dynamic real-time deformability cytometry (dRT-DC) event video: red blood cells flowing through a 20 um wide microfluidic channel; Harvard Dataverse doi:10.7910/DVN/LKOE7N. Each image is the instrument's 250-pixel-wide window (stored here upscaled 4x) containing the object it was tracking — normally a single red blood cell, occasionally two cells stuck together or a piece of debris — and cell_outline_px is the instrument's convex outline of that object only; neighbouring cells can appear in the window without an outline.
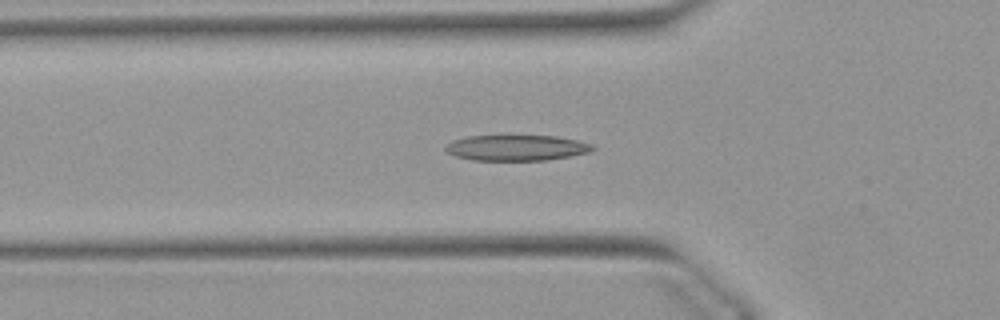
{"species": "Egyptian fruit bat (a non-hibernating species)", "species_latin": "Rousettus aegyptiacus", "temperature_condition": "warm", "stored_images_in_passage": 52, "camera_frame_rate_fps": 3000, "um_per_image_px": 0.085, "animal": {"sex": "female"}, "frame": {"image": 1, "passage_image": 16, "time_ms": 5.0, "image_size_px": [1000, 320], "cell_outline_px": [[596, 148], [592, 152], [572, 156], [548, 160], [472, 160], [456, 156], [448, 152], [444, 148], [452, 140], [468, 136], [556, 136], [576, 140], [592, 144]], "centroid_in_image_um": [43.95, 12.57], "position_along_channel_um": 81.9, "area_um2": 22.02}}
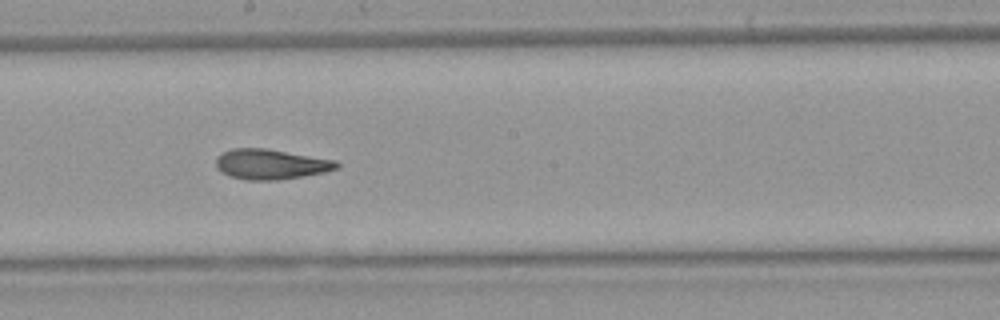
{"frame": {"image": 2, "passage_image": 27, "time_ms": 8.667, "image_size_px": [1000, 320], "cell_outline_px": [[340, 168], [324, 172], [304, 176], [276, 180], [248, 180], [228, 176], [220, 172], [216, 168], [216, 156], [220, 152], [232, 148], [268, 148], [336, 160], [340, 164]], "centroid_in_image_um": [22.99, 13.95], "position_along_channel_um": 225.2, "area_um2": 21.62}}
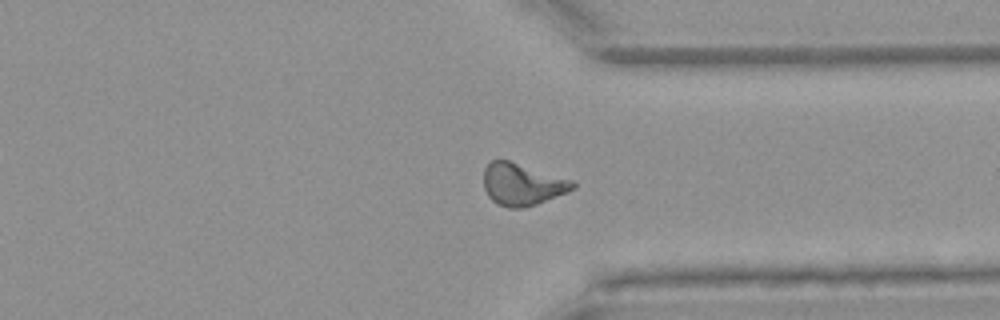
{"frame": {"image": 3, "passage_image": 38, "time_ms": 12.333, "image_size_px": [1000, 320], "cell_outline_px": [[576, 188], [568, 192], [536, 204], [524, 208], [508, 208], [496, 204], [488, 196], [484, 188], [484, 168], [492, 160], [508, 160], [572, 180], [576, 184]], "centroid_in_image_um": [44.38, 15.68], "position_along_channel_um": 367.0, "area_um2": 21.79}, "authors_computed_cell_mechanics": {"area_um2": 21.4438, "velocity_mm_per_s": 3.9043, "shape_relaxation_time_tau1_ms": 7.2236, "shape_relaxation_time_tau2_ms": 2.6012, "deformation_change_tau1": 0.224, "deformation_change_tau2": 0.1133}}